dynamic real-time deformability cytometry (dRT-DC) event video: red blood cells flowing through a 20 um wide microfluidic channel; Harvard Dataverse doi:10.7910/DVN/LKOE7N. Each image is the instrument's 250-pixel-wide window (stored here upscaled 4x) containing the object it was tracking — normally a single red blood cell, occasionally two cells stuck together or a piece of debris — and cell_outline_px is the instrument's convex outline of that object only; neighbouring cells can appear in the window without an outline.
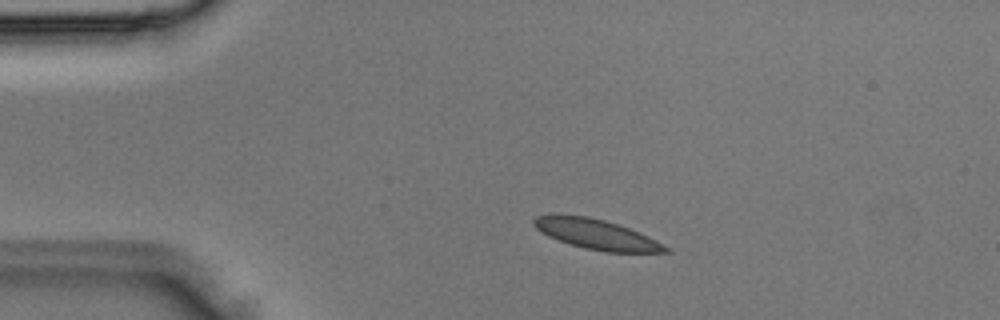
{"species": "Egyptian fruit bat (a non-hibernating species)", "species_latin": "Rousettus aegyptiacus", "temperature_condition": "room temperature", "stored_images_in_passage": 3, "camera_frame_rate_fps": 3000, "um_per_image_px": 0.085, "animal": {"sex": "male"}, "frame": {"image": 1, "passage_image": 1, "time_ms": 0.0, "image_size_px": [1000, 320], "cell_outline_px": [[672, 252], [604, 252], [584, 248], [548, 236], [536, 228], [532, 224], [532, 220], [536, 216], [588, 216], [604, 220], [628, 228], [664, 244]], "centroid_in_image_um": [50.72, 19.93], "position_along_channel_um": 34.3, "area_um2": 22.31}}